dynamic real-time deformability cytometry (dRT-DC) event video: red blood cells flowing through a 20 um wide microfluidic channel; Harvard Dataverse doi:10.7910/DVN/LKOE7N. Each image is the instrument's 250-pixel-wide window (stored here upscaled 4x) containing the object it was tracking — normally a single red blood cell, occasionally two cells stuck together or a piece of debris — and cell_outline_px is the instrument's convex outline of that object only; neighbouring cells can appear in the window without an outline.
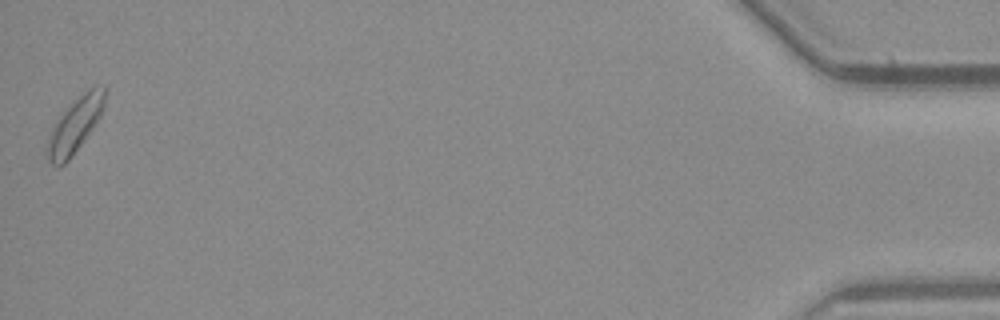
{"species": "common noctule bat (a hibernating species)", "species_latin": "Nyctalus noctula", "temperature_condition": "warm", "stored_images_in_passage": 31, "camera_frame_rate_fps": 3000, "um_per_image_px": 0.085, "animal": {"sex": "male", "body_mass_g": 23.1, "forearm_length_mm": 52.7}, "frame": {"image": 1, "passage_image": 31, "time_ms": 10.0, "image_size_px": [1000, 320], "cell_outline_px": [[104, 108], [96, 124], [68, 160], [64, 164], [52, 164], [44, 156], [44, 148], [48, 136], [60, 112], [84, 92], [92, 88], [104, 84]], "centroid_in_image_um": [6.31, 10.66], "position_along_channel_um": 428.9, "area_um2": 18.38}}